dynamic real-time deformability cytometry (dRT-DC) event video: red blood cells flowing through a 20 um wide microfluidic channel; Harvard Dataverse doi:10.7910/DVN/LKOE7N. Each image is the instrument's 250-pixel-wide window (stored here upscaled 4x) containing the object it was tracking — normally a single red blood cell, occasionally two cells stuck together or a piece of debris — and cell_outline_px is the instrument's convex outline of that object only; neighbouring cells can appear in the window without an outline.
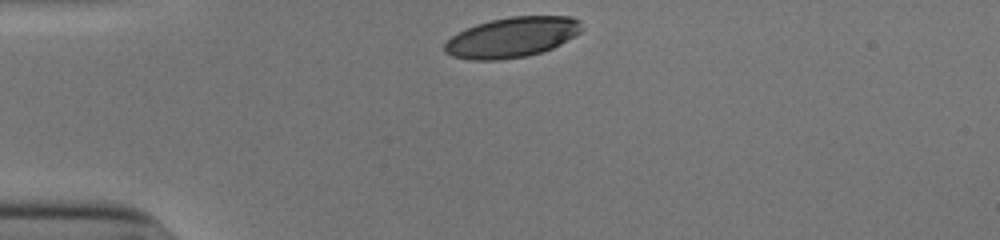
{"species": "human", "species_latin": "Homo sapiens", "temperature_condition": "cold", "stored_images_in_passage": 30, "camera_frame_rate_fps": 3000, "um_per_image_px": 0.085, "donor": {"sex": "male"}, "frame": {"image": 1, "passage_image": 1, "time_ms": 0.0, "image_size_px": [1000, 240], "cell_outline_px": [[580, 32], [560, 44], [552, 48], [528, 56], [500, 60], [472, 60], [452, 56], [444, 52], [444, 44], [452, 36], [464, 28], [476, 24], [492, 20], [512, 16], [572, 16], [580, 20]], "centroid_in_image_um": [43.49, 3.17], "position_along_channel_um": 41.5, "area_um2": 32.08}}
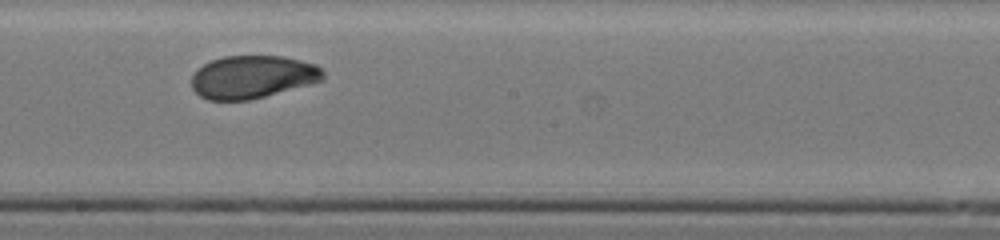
{"frame": {"image": 2, "passage_image": 18, "time_ms": 5.667, "image_size_px": [1000, 240], "cell_outline_px": [[324, 80], [264, 96], [248, 100], [208, 100], [200, 96], [192, 88], [192, 76], [196, 68], [212, 60], [224, 56], [284, 56], [316, 64], [324, 72]], "centroid_in_image_um": [21.45, 6.53], "position_along_channel_um": 226.8, "area_um2": 32.77}}
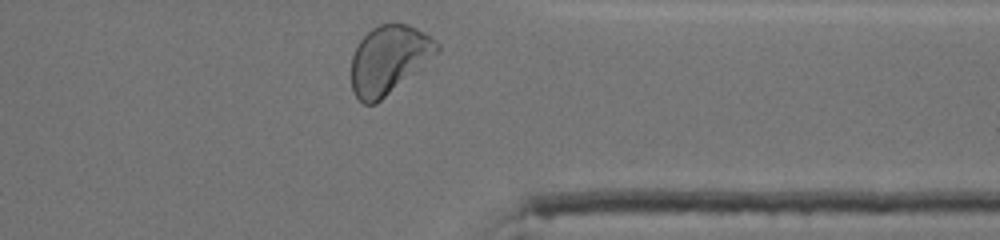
{"frame": {"image": 3, "passage_image": 30, "time_ms": 9.667, "image_size_px": [1000, 240], "cell_outline_px": [[440, 48], [436, 52], [376, 104], [364, 104], [352, 92], [352, 56], [360, 40], [372, 28], [380, 24], [408, 24], [416, 28], [436, 40], [440, 44]], "centroid_in_image_um": [33.01, 5.05], "position_along_channel_um": 378.4, "area_um2": 33.06}, "authors_computed_cell_mechanics": {"area_um2": 33.2639, "velocity_mm_per_s": 3.8797, "shape_relaxation_time_tau1_ms": 3.8913, "shape_relaxation_time_tau2_ms": 0.9509, "deformation_change_tau1": 0.1591, "deformation_change_tau2": 0.0461}}